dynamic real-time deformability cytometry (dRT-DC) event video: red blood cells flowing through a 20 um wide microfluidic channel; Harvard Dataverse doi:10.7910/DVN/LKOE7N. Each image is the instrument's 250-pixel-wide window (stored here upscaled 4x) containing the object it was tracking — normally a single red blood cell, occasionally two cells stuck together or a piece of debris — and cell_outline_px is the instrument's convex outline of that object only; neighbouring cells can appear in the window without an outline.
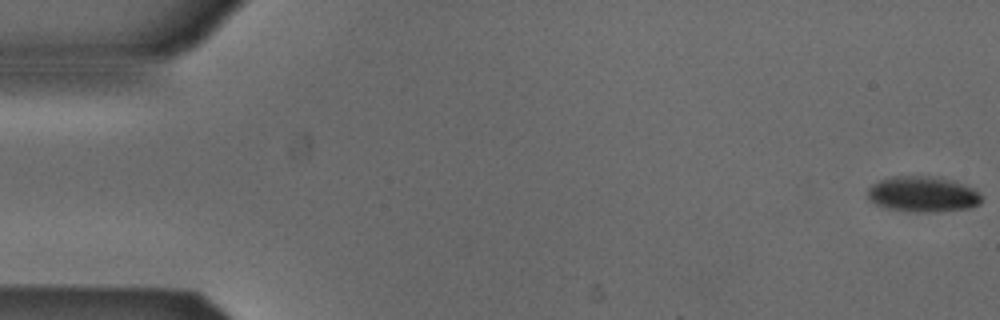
{"species": "Egyptian fruit bat (a non-hibernating species)", "species_latin": "Rousettus aegyptiacus", "temperature_condition": "cold", "stored_images_in_passage": 24, "camera_frame_rate_fps": 3000, "um_per_image_px": 0.085, "animal": {"sex": "male"}, "frame": {"image": 1, "passage_image": 1, "time_ms": 0.0, "image_size_px": [1000, 320], "cell_outline_px": [[980, 204], [968, 208], [932, 212], [912, 212], [884, 208], [868, 200], [868, 188], [872, 184], [880, 180], [892, 176], [940, 176], [956, 180], [976, 188], [980, 192]], "centroid_in_image_um": [78.46, 16.49], "position_along_channel_um": 6.5, "area_um2": 24.16}}
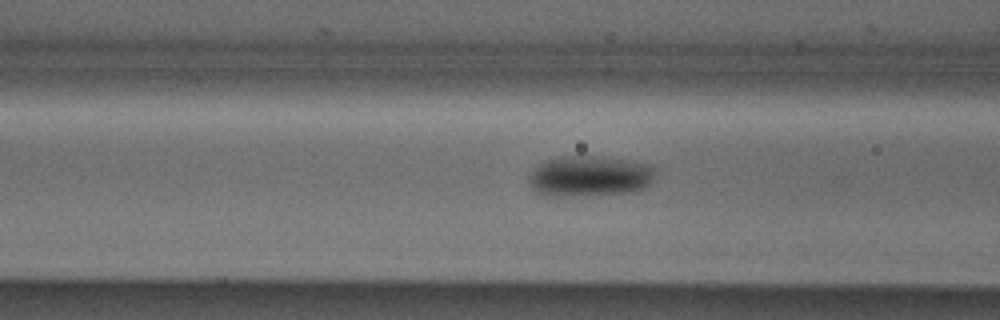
{"frame": {"image": 2, "passage_image": 21, "time_ms": 6.667, "image_size_px": [1000, 320], "cell_outline_px": [[656, 168], [652, 180], [644, 188], [632, 192], [564, 196], [548, 196], [536, 192], [528, 184], [528, 180], [532, 172], [540, 164], [548, 160], [564, 156], [596, 156], [652, 164]], "centroid_in_image_um": [50.13, 14.97], "position_along_channel_um": 116.5, "area_um2": 29.77}}
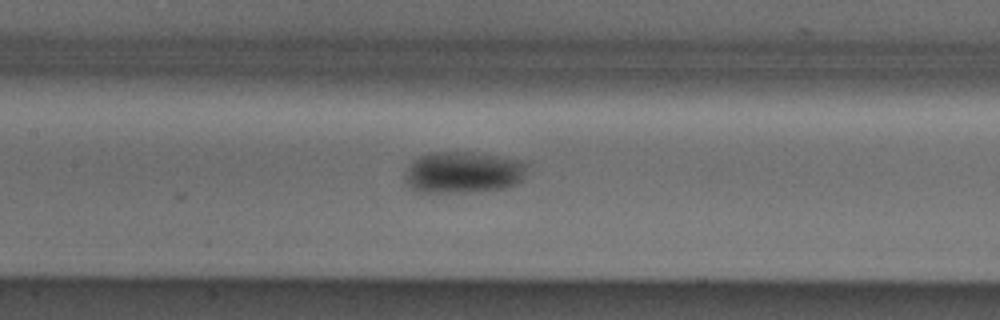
{"frame": {"image": 3, "passage_image": 24, "time_ms": 7.667, "image_size_px": [1000, 320], "cell_outline_px": [[528, 164], [524, 180], [520, 184], [504, 188], [464, 192], [416, 192], [404, 180], [404, 172], [408, 164], [412, 160], [420, 156], [432, 152], [472, 152], [504, 156], [524, 160]], "centroid_in_image_um": [39.41, 14.64], "position_along_channel_um": 168.0, "area_um2": 30.29}}